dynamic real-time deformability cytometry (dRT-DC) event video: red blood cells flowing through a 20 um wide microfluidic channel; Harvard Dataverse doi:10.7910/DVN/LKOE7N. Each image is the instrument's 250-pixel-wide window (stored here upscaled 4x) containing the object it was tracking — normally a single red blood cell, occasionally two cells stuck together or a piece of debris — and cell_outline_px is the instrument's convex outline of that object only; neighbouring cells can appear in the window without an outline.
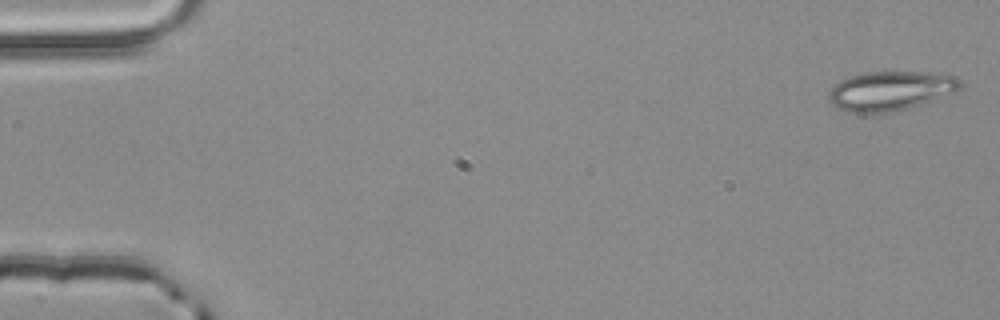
{"species": "common noctule bat (a hibernating species)", "species_latin": "Nyctalus noctula", "temperature_condition": "room temperature", "stored_images_in_passage": 3, "camera_frame_rate_fps": 3000, "um_per_image_px": 0.085, "animal": {"sex": "male", "body_mass_g": 20.4}, "frame": {"image": 1, "passage_image": 1, "time_ms": 0.0, "image_size_px": [1000, 320], "cell_outline_px": [[960, 88], [956, 92], [920, 104], [892, 112], [852, 112], [840, 108], [832, 104], [828, 100], [828, 92], [832, 84], [848, 76], [864, 72], [940, 72], [952, 76], [960, 80]], "centroid_in_image_um": [75.66, 7.69], "position_along_channel_um": 9.3, "area_um2": 30.11}}